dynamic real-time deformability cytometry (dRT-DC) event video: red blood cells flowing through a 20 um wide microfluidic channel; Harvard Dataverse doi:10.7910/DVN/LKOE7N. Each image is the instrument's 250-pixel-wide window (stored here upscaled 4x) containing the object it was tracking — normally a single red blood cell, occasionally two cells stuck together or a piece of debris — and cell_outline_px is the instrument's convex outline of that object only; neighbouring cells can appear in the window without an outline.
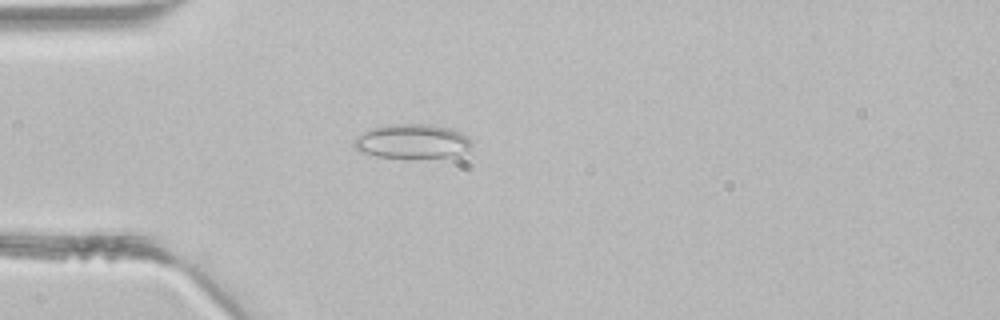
{"species": "common noctule bat (a hibernating species)", "species_latin": "Nyctalus noctula", "temperature_condition": "room temperature", "stored_images_in_passage": 2, "camera_frame_rate_fps": 3000, "um_per_image_px": 0.085, "animal": {"sex": "male", "body_mass_g": 21.5, "forearm_length_mm": 52.0}, "frame": {"image": 1, "passage_image": 2, "time_ms": 0.333, "image_size_px": [1000, 320], "cell_outline_px": [[468, 148], [460, 152], [448, 156], [376, 156], [360, 152], [352, 144], [356, 136], [372, 128], [396, 124], [428, 124], [448, 128], [460, 132], [468, 136]], "centroid_in_image_um": [34.95, 11.98], "position_along_channel_um": 50.1, "area_um2": 22.48}}